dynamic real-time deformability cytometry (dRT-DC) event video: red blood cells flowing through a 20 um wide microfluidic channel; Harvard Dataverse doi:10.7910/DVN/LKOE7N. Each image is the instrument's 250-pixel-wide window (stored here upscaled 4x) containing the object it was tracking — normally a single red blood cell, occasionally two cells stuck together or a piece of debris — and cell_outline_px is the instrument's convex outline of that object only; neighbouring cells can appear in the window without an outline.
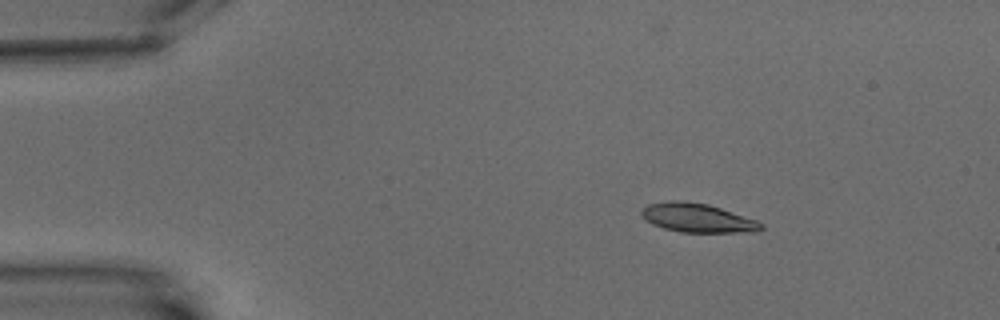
{"species": "common noctule bat (a hibernating species)", "species_latin": "Nyctalus noctula", "temperature_condition": "warm", "stored_images_in_passage": 11, "camera_frame_rate_fps": 3000, "um_per_image_px": 0.085, "animal": {"sex": "male", "body_mass_g": 15.6}, "frame": {"image": 1, "passage_image": 2, "time_ms": 2.0, "image_size_px": [1000, 320], "cell_outline_px": [[764, 228], [756, 232], [680, 232], [664, 228], [652, 224], [640, 212], [648, 204], [668, 200], [684, 200], [708, 204], [756, 220], [764, 224]], "centroid_in_image_um": [59.3, 18.52], "position_along_channel_um": 25.7, "area_um2": 20.06}}
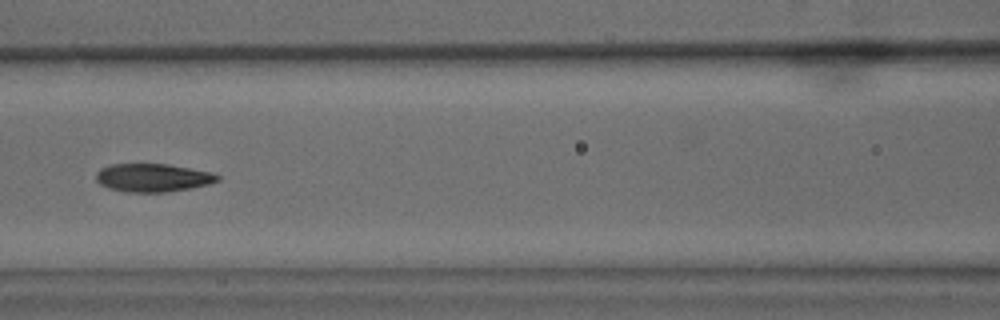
{"frame": {"image": 2, "passage_image": 7, "time_ms": 8.0, "image_size_px": [1000, 320], "cell_outline_px": [[220, 180], [208, 184], [192, 188], [168, 192], [124, 192], [108, 188], [100, 184], [96, 180], [96, 172], [100, 168], [112, 164], [168, 164], [212, 172], [220, 176]], "centroid_in_image_um": [12.99, 15.11], "position_along_channel_um": 153.6, "area_um2": 20.11}}
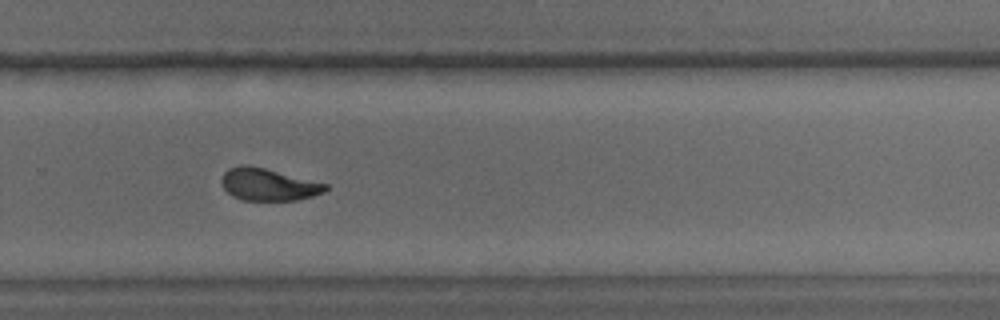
{"frame": {"image": 3, "passage_image": 11, "time_ms": 12.667, "image_size_px": [1000, 320], "cell_outline_px": [[328, 188], [324, 192], [312, 196], [296, 200], [244, 200], [232, 196], [220, 184], [220, 180], [224, 172], [228, 168], [244, 164], [248, 164], [328, 184]], "centroid_in_image_um": [22.77, 15.68], "position_along_channel_um": 307.0, "area_um2": 19.48}}